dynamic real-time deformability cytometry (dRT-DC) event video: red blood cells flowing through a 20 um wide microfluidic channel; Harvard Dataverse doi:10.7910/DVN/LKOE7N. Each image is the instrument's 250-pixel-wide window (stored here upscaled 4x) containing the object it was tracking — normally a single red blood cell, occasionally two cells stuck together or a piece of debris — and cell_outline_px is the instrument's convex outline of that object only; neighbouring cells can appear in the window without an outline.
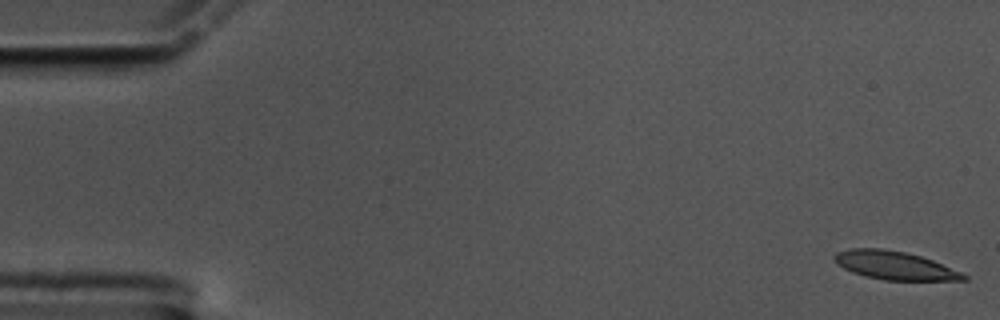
{"species": "common noctule bat (a hibernating species)", "species_latin": "Nyctalus noctula", "temperature_condition": "cold", "stored_images_in_passage": 58, "camera_frame_rate_fps": 3000, "um_per_image_px": 0.085, "animal": {"sex": "male", "body_mass_g": 17.5, "forearm_length_mm": 52.3}, "frame": {"image": 1, "passage_image": 1, "time_ms": 0.0, "image_size_px": [1000, 320], "cell_outline_px": [[968, 280], [884, 280], [864, 276], [852, 272], [836, 264], [832, 256], [836, 252], [848, 248], [880, 248], [904, 252], [920, 256], [932, 260], [960, 272], [968, 276]], "centroid_in_image_um": [75.98, 22.56], "position_along_channel_um": 9.0, "area_um2": 21.27}}
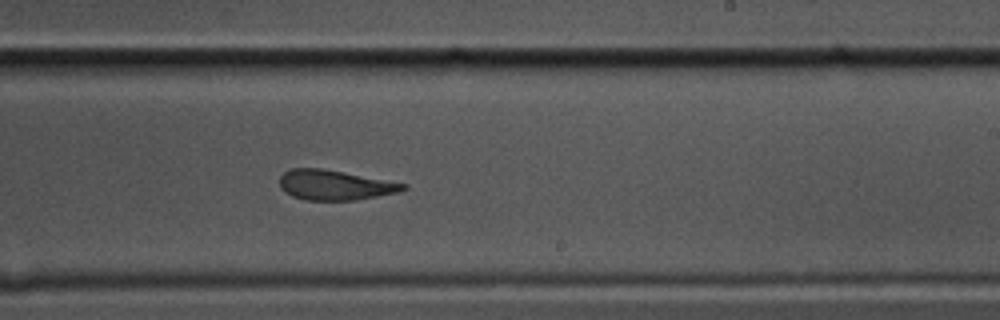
{"frame": {"image": 2, "passage_image": 35, "time_ms": 11.333, "image_size_px": [1000, 320], "cell_outline_px": [[408, 188], [400, 192], [356, 200], [308, 200], [292, 196], [280, 188], [280, 176], [284, 172], [292, 168], [320, 168], [344, 172], [408, 184]], "centroid_in_image_um": [28.48, 15.73], "position_along_channel_um": 260.5, "area_um2": 21.56}}
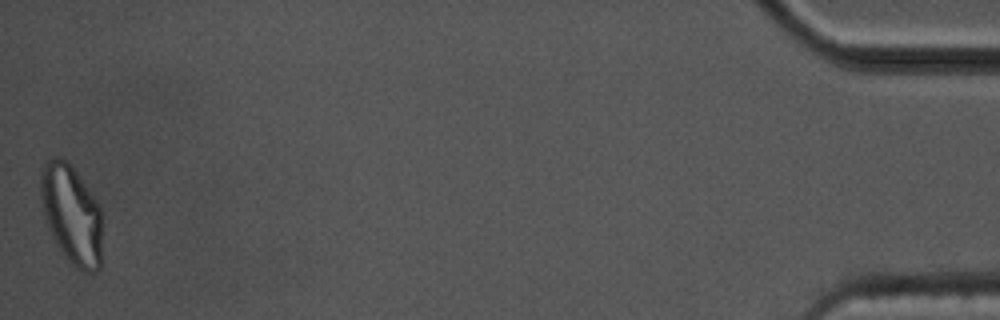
{"frame": {"image": 3, "passage_image": 58, "time_ms": 19.0, "image_size_px": [1000, 320], "cell_outline_px": [[100, 268], [96, 272], [84, 272], [76, 268], [64, 256], [52, 236], [48, 228], [44, 216], [40, 196], [40, 172], [44, 160], [56, 156], [64, 160], [76, 172], [88, 188], [96, 200], [100, 208]], "centroid_in_image_um": [6.04, 18.21], "position_along_channel_um": 429.2, "area_um2": 35.37}, "authors_computed_cell_mechanics": {"area_um2": 22.6576, "velocity_mm_per_s": 3.4332, "shape_relaxation_time_tau1_ms": null, "shape_relaxation_time_tau2_ms": 3.4519, "deformation_change_tau1": null, "deformation_change_tau2": 0.1103}}